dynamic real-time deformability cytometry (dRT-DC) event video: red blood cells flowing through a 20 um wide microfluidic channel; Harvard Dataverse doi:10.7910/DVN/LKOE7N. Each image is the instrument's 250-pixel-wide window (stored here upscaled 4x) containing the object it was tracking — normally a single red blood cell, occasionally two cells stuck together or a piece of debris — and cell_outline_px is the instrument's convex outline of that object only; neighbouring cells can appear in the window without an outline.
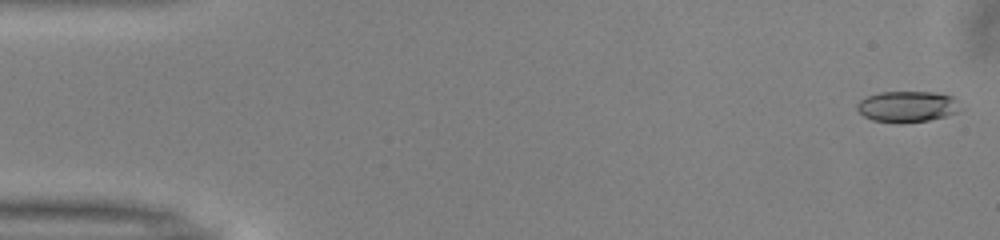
{"species": "common noctule bat (a hibernating species)", "species_latin": "Nyctalus noctula", "temperature_condition": "warm", "stored_images_in_passage": 52, "camera_frame_rate_fps": 3000, "um_per_image_px": 0.085, "animal": {"sex": "male", "body_mass_g": 13.0, "forearm_length_mm": 53.1}, "frame": {"image": 1, "passage_image": 2, "time_ms": 0.333, "image_size_px": [1000, 240], "cell_outline_px": [[964, 108], [956, 112], [944, 116], [928, 120], [872, 120], [864, 116], [856, 108], [856, 104], [860, 100], [868, 96], [880, 92], [932, 92], [952, 96]], "centroid_in_image_um": [77.14, 9.01], "position_along_channel_um": 7.9, "area_um2": 17.98}}
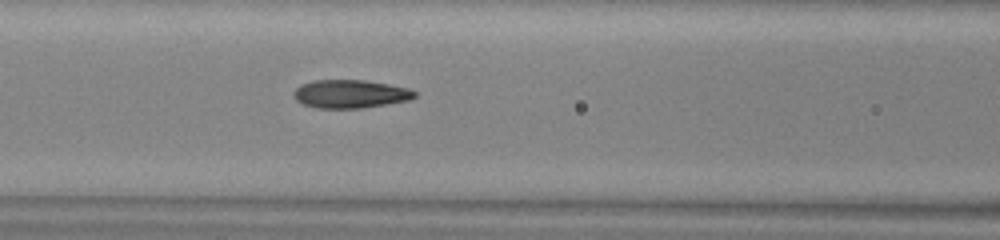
{"frame": {"image": 2, "passage_image": 22, "time_ms": 7.0, "image_size_px": [1000, 240], "cell_outline_px": [[416, 96], [408, 100], [360, 108], [316, 108], [304, 104], [296, 100], [292, 96], [292, 92], [300, 84], [312, 80], [364, 80], [388, 84], [408, 88], [416, 92]], "centroid_in_image_um": [29.71, 7.97], "position_along_channel_um": 136.9, "area_um2": 19.88}}
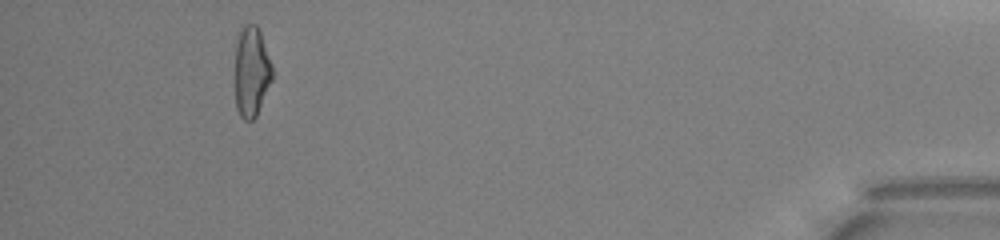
{"frame": {"image": 3, "passage_image": 48, "time_ms": 15.667, "image_size_px": [1000, 240], "cell_outline_px": [[272, 80], [256, 116], [252, 120], [244, 120], [240, 116], [236, 108], [236, 44], [240, 32], [244, 24], [256, 24], [260, 32], [272, 64]], "centroid_in_image_um": [21.38, 6.1], "position_along_channel_um": 413.8, "area_um2": 19.36}, "authors_computed_cell_mechanics": {"area_um2": 19.5075, "velocity_mm_per_s": 4.0154, "shape_relaxation_time_tau1_ms": 7.6036, "shape_relaxation_time_tau2_ms": 1.9264, "deformation_change_tau1": 0.2151, "deformation_change_tau2": 0.1046}}